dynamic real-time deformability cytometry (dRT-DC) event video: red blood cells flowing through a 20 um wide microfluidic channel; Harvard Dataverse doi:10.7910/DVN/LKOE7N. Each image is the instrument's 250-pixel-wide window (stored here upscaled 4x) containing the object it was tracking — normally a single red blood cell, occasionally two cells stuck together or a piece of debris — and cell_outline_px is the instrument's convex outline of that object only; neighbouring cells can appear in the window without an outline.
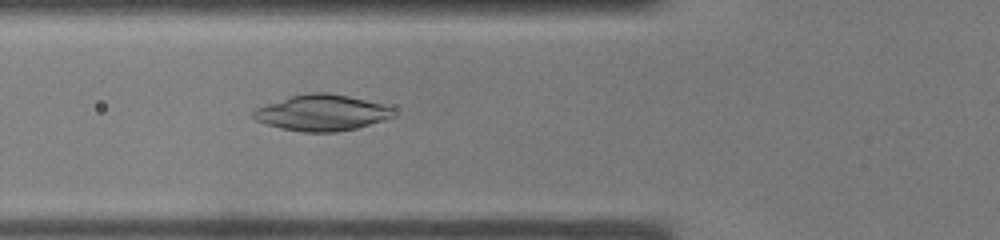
{"species": "common noctule bat (a hibernating species)", "species_latin": "Nyctalus noctula", "temperature_condition": "warm", "stored_images_in_passage": 37, "camera_frame_rate_fps": 3000, "um_per_image_px": 0.085, "animal": {"sex": "male", "body_mass_g": 19.0, "forearm_length_mm": 50.8}, "frame": {"image": 1, "passage_image": 14, "time_ms": 4.333, "image_size_px": [1000, 240], "cell_outline_px": [[396, 116], [384, 120], [356, 128], [336, 132], [304, 132], [280, 128], [256, 120], [252, 116], [252, 112], [256, 108], [288, 96], [308, 92], [328, 92], [348, 96], [380, 104], [392, 108]], "centroid_in_image_um": [27.33, 9.58], "position_along_channel_um": 98.5, "area_um2": 29.3}}
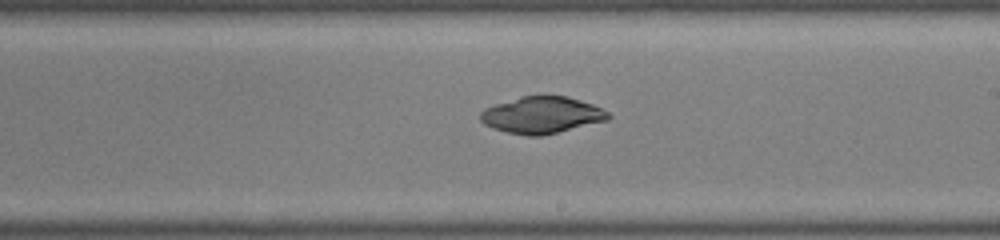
{"frame": {"image": 2, "passage_image": 22, "time_ms": 7.0, "image_size_px": [1000, 240], "cell_outline_px": [[612, 116], [608, 120], [540, 136], [528, 136], [508, 132], [492, 128], [484, 124], [480, 120], [480, 112], [484, 108], [520, 96], [568, 96], [592, 104], [608, 112]], "centroid_in_image_um": [46.04, 9.77], "position_along_channel_um": 243.0, "area_um2": 27.17}}
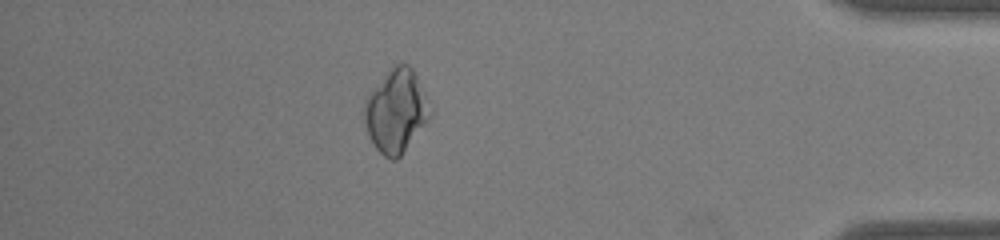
{"frame": {"image": 3, "passage_image": 33, "time_ms": 10.667, "image_size_px": [1000, 240], "cell_outline_px": [[432, 112], [428, 120], [400, 156], [396, 160], [392, 160], [384, 156], [376, 148], [368, 136], [364, 120], [364, 100], [368, 92], [392, 64], [408, 64], [412, 68], [428, 100]], "centroid_in_image_um": [33.63, 9.41], "position_along_channel_um": 401.6, "area_um2": 31.91}}